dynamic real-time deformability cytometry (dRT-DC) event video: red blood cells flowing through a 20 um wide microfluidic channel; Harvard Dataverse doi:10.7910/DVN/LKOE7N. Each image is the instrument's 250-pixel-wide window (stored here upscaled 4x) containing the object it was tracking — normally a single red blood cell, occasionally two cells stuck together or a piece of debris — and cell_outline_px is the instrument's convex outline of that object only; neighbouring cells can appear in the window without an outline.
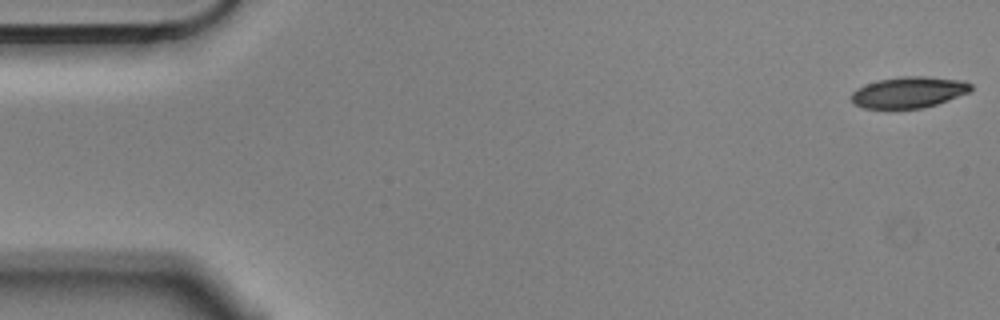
{"species": "Egyptian fruit bat (a non-hibernating species)", "species_latin": "Rousettus aegyptiacus", "temperature_condition": "cold", "stored_images_in_passage": 4, "camera_frame_rate_fps": 3000, "um_per_image_px": 0.085, "animal": {"sex": "male"}, "frame": {"image": 1, "passage_image": 1, "time_ms": 0.0, "image_size_px": [1000, 320], "cell_outline_px": [[972, 88], [968, 92], [948, 100], [924, 108], [864, 108], [852, 104], [852, 92], [856, 88], [864, 84], [880, 80], [904, 76], [928, 76], [964, 80], [972, 84]], "centroid_in_image_um": [77.24, 7.83], "position_along_channel_um": 7.8, "area_um2": 21.73}}
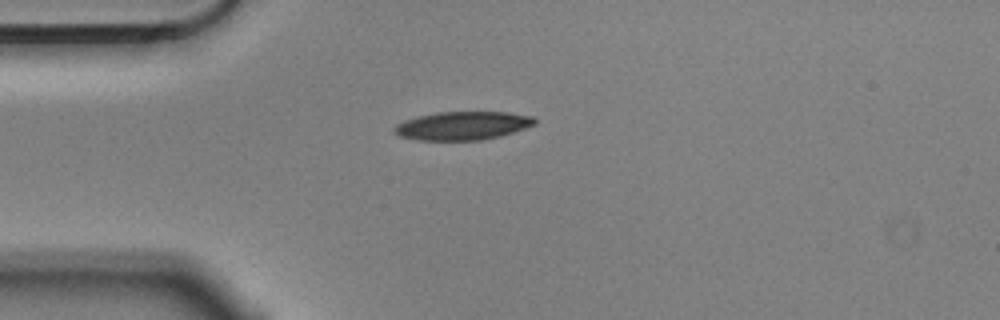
{"frame": {"image": 2, "passage_image": 4, "time_ms": 1.0, "image_size_px": [1000, 320], "cell_outline_px": [[536, 124], [500, 136], [480, 140], [420, 140], [400, 136], [392, 132], [392, 128], [396, 124], [404, 120], [436, 112], [508, 112], [532, 116], [536, 120]], "centroid_in_image_um": [39.29, 10.68], "position_along_channel_um": 45.7, "area_um2": 23.18}}